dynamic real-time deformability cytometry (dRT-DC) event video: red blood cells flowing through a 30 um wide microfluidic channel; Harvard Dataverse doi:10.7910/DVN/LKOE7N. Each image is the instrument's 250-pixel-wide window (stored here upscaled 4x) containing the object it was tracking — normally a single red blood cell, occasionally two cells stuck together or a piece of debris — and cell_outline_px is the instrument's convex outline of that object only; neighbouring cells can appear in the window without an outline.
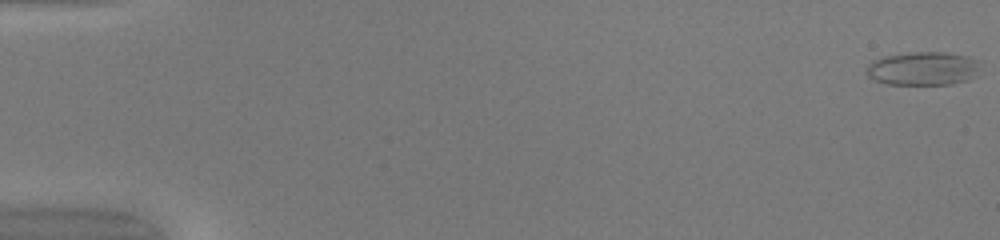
{"species": "common noctule bat (a hibernating species)", "species_latin": "Nyctalus noctula", "temperature_condition": "warm", "stored_images_in_passage": 51, "camera_frame_rate_fps": 3000, "um_per_image_px": 0.085, "animal": {"sex": "female", "body_mass_g": 20.0, "forearm_length_mm": 54.0}, "frame": {"image": 1, "passage_image": 1, "time_ms": 0.0, "image_size_px": [1000, 240], "cell_outline_px": [[976, 68], [972, 76], [968, 80], [952, 84], [888, 84], [876, 80], [868, 76], [864, 72], [868, 64], [872, 60], [884, 56], [916, 52], [944, 52], [968, 56], [976, 60]], "centroid_in_image_um": [78.37, 5.82], "position_along_channel_um": 6.6, "area_um2": 21.91}}
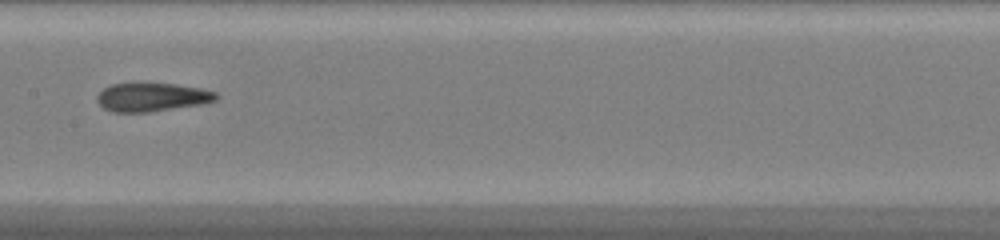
{"frame": {"image": 2, "passage_image": 27, "time_ms": 8.667, "image_size_px": [1000, 240], "cell_outline_px": [[220, 96], [216, 100], [208, 104], [148, 112], [112, 112], [104, 108], [96, 100], [96, 96], [104, 88], [112, 84], [172, 84], [200, 88], [216, 92]], "centroid_in_image_um": [12.97, 8.28], "position_along_channel_um": 194.4, "area_um2": 19.83}}
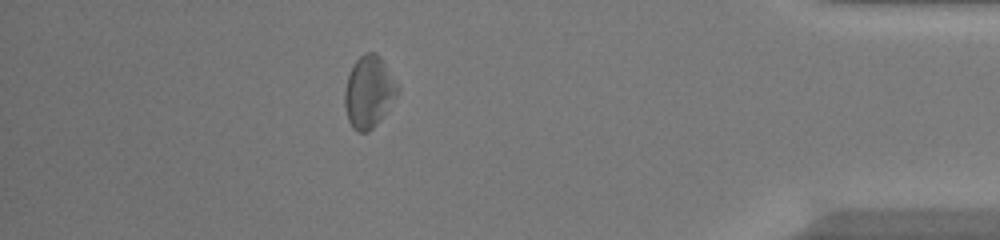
{"frame": {"image": 3, "passage_image": 45, "time_ms": 14.667, "image_size_px": [1000, 240], "cell_outline_px": [[400, 88], [396, 96], [380, 120], [368, 132], [356, 132], [352, 128], [348, 120], [344, 104], [344, 88], [352, 64], [364, 52], [376, 52], [380, 56]], "centroid_in_image_um": [31.33, 7.8], "position_along_channel_um": 403.9, "area_um2": 22.2}, "authors_computed_cell_mechanics": {"area_um2": 21.2704, "velocity_mm_per_s": 4.1597, "shape_relaxation_time_tau1_ms": 5.3863, "shape_relaxation_time_tau2_ms": 3.5752, "deformation_change_tau1": 0.1527, "deformation_change_tau2": 0.1407}}